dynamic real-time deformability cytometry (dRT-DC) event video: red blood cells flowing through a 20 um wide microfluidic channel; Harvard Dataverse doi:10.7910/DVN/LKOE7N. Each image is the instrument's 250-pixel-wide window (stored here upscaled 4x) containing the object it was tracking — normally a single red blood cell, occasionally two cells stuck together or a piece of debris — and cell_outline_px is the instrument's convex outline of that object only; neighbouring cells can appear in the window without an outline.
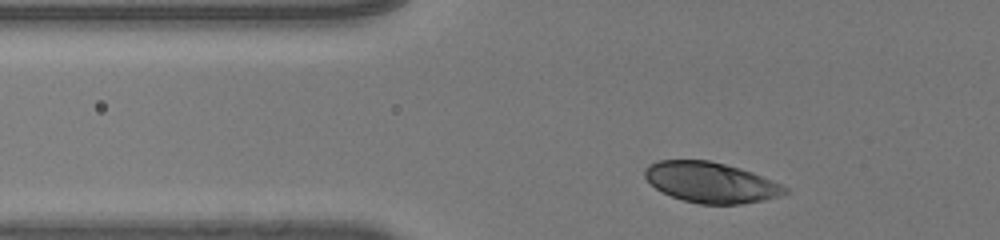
{"species": "human", "species_latin": "Homo sapiens", "temperature_condition": "room temperature", "stored_images_in_passage": 34, "camera_frame_rate_fps": 3000, "um_per_image_px": 0.085, "donor": {"sex": "male"}, "frame": {"image": 1, "passage_image": 5, "time_ms": 1.333, "image_size_px": [1000, 240], "cell_outline_px": [[788, 192], [780, 196], [740, 204], [700, 204], [684, 200], [672, 196], [656, 188], [644, 176], [644, 168], [648, 164], [660, 160], [708, 160], [724, 164], [752, 172], [780, 184], [788, 188]], "centroid_in_image_um": [60.4, 15.5], "position_along_channel_um": 65.4, "area_um2": 32.66}}
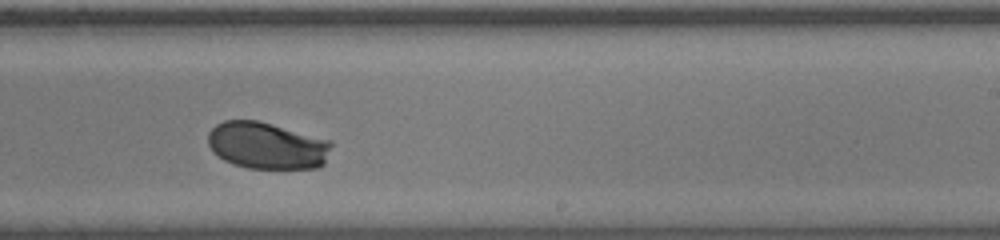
{"frame": {"image": 2, "passage_image": 22, "time_ms": 7.0, "image_size_px": [1000, 240], "cell_outline_px": [[332, 144], [324, 164], [320, 168], [248, 168], [224, 160], [208, 144], [208, 132], [216, 124], [224, 120], [256, 120], [272, 124], [328, 140]], "centroid_in_image_um": [22.69, 12.37], "position_along_channel_um": 266.3, "area_um2": 33.29}}
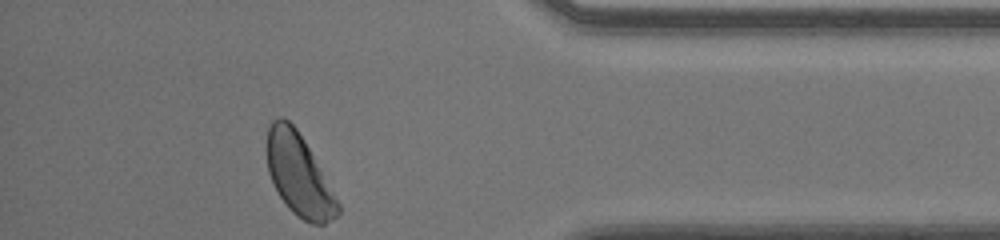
{"frame": {"image": 3, "passage_image": 34, "time_ms": 11.0, "image_size_px": [1000, 240], "cell_outline_px": [[340, 212], [336, 216], [324, 224], [312, 224], [296, 216], [288, 208], [280, 196], [268, 172], [268, 128], [272, 120], [280, 116], [288, 120], [296, 128], [308, 148], [340, 204]], "centroid_in_image_um": [25.4, 14.89], "position_along_channel_um": 409.8, "area_um2": 32.95}, "authors_computed_cell_mechanics": {"area_um2": 34.4777, "velocity_mm_per_s": 3.9823, "shape_relaxation_time_tau1_ms": 1.8713, "shape_relaxation_time_tau2_ms": null, "deformation_change_tau1": 0.1225, "deformation_change_tau2": null}}